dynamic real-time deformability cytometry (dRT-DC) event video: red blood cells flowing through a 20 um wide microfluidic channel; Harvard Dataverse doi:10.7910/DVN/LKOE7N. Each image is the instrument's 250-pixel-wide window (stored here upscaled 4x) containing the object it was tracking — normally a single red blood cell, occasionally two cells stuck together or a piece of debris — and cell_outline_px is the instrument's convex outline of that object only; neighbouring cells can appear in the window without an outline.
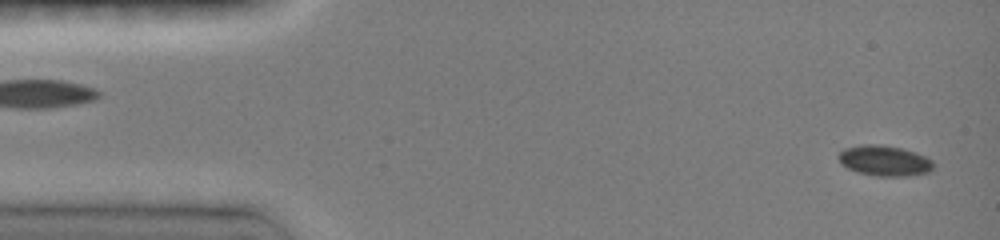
{"species": "common noctule bat (a hibernating species)", "species_latin": "Nyctalus noctula", "temperature_condition": "room temperature", "stored_images_in_passage": 46, "camera_frame_rate_fps": 3000, "um_per_image_px": 0.085, "animal": {"sex": "female", "body_mass_g": 19.0, "forearm_length_mm": 51.5}, "frame": {"image": 1, "passage_image": 1, "time_ms": 0.0, "image_size_px": [1000, 240], "cell_outline_px": [[932, 168], [928, 172], [908, 176], [876, 176], [856, 172], [840, 164], [840, 152], [844, 148], [864, 144], [872, 144], [900, 148], [924, 156], [932, 160]], "centroid_in_image_um": [75.15, 13.67], "position_along_channel_um": 9.9, "area_um2": 16.53}}
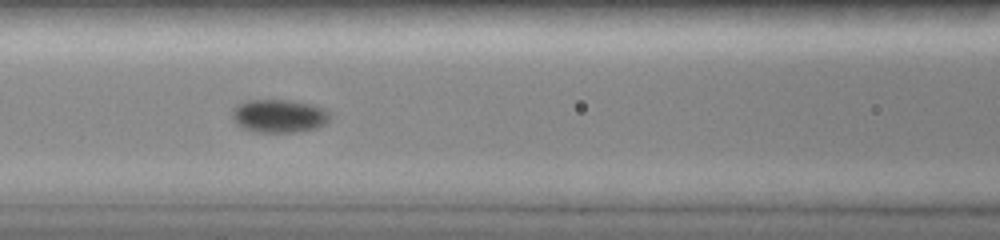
{"frame": {"image": 2, "passage_image": 19, "time_ms": 6.0, "image_size_px": [1000, 240], "cell_outline_px": [[328, 120], [324, 124], [316, 128], [292, 132], [252, 132], [240, 128], [236, 124], [232, 116], [232, 108], [236, 104], [244, 100], [288, 100], [312, 104], [324, 108], [328, 112]], "centroid_in_image_um": [23.64, 9.85], "position_along_channel_um": 143.0, "area_um2": 19.07}}
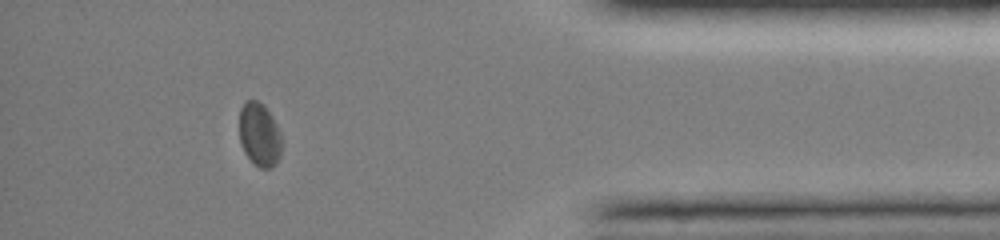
{"frame": {"image": 3, "passage_image": 41, "time_ms": 13.333, "image_size_px": [1000, 240], "cell_outline_px": [[280, 156], [276, 164], [272, 168], [260, 168], [244, 152], [240, 140], [240, 108], [244, 100], [256, 100], [264, 104], [276, 124], [280, 132]], "centroid_in_image_um": [22.04, 11.42], "position_along_channel_um": 413.2, "area_um2": 15.55}}